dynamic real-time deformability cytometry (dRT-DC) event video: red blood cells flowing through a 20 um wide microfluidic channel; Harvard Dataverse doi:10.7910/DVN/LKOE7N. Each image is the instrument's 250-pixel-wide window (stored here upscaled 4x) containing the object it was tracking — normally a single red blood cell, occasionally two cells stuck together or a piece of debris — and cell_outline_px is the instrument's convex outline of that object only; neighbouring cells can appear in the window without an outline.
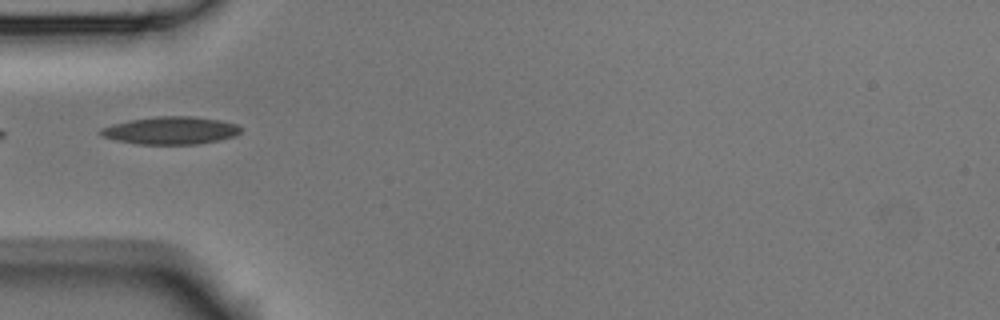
{"species": "Egyptian fruit bat (a non-hibernating species)", "species_latin": "Rousettus aegyptiacus", "temperature_condition": "room temperature", "stored_images_in_passage": 4, "camera_frame_rate_fps": 3000, "um_per_image_px": 0.085, "animal": {"sex": "male"}, "frame": {"image": 1, "passage_image": 1, "time_ms": 0.0, "image_size_px": [1000, 320], "cell_outline_px": [[244, 128], [236, 136], [220, 140], [196, 144], [136, 144], [116, 140], [100, 136], [100, 128], [112, 124], [128, 120], [156, 116], [196, 116], [220, 120], [236, 124]], "centroid_in_image_um": [14.52, 11.08], "position_along_channel_um": 70.5, "area_um2": 22.83}}
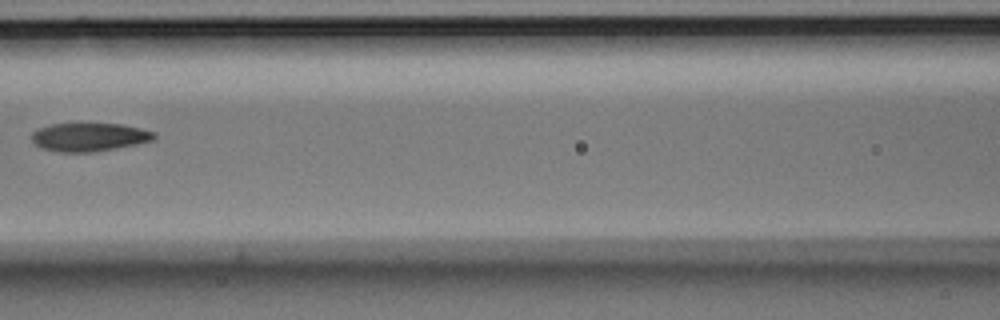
{"frame": {"image": 2, "passage_image": 3, "time_ms": 0.667, "image_size_px": [1000, 320], "cell_outline_px": [[156, 136], [152, 140], [136, 144], [116, 148], [92, 152], [60, 152], [44, 148], [36, 144], [32, 140], [32, 132], [36, 128], [52, 124], [120, 124], [140, 128], [156, 132]], "centroid_in_image_um": [7.58, 11.64], "position_along_channel_um": 159.0, "area_um2": 20.06}}
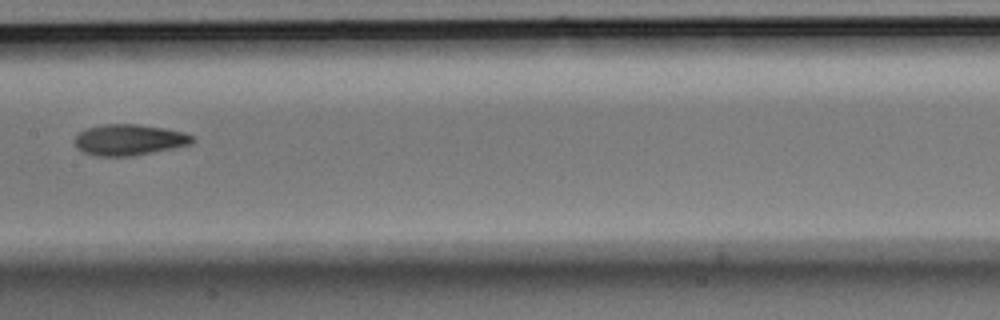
{"frame": {"image": 3, "passage_image": 4, "time_ms": 1.0, "image_size_px": [1000, 320], "cell_outline_px": [[196, 140], [192, 144], [132, 156], [96, 156], [84, 152], [76, 148], [72, 140], [80, 132], [88, 128], [104, 124], [136, 124], [164, 128], [184, 132], [196, 136]], "centroid_in_image_um": [10.99, 11.88], "position_along_channel_um": 196.4, "area_um2": 21.39}}